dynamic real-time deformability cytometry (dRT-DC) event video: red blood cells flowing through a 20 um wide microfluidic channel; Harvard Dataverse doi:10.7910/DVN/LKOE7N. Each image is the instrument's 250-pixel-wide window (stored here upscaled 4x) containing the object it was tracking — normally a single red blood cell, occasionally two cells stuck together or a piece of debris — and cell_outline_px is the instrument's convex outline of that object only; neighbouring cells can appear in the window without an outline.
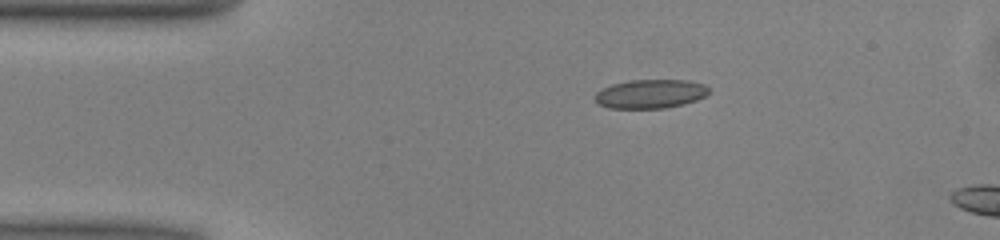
{"species": "common noctule bat (a hibernating species)", "species_latin": "Nyctalus noctula", "temperature_condition": "warm", "stored_images_in_passage": 5, "camera_frame_rate_fps": 3000, "um_per_image_px": 0.085, "animal": {"sex": "male", "body_mass_g": 13.0, "forearm_length_mm": 53.1}, "frame": {"image": 1, "passage_image": 1, "time_ms": 0.0, "image_size_px": [1000, 240], "cell_outline_px": [[708, 92], [704, 96], [696, 100], [684, 104], [664, 108], [608, 108], [596, 104], [596, 92], [600, 88], [612, 84], [628, 80], [688, 80], [704, 84], [708, 88]], "centroid_in_image_um": [55.24, 7.97], "position_along_channel_um": 29.8, "area_um2": 19.25}}